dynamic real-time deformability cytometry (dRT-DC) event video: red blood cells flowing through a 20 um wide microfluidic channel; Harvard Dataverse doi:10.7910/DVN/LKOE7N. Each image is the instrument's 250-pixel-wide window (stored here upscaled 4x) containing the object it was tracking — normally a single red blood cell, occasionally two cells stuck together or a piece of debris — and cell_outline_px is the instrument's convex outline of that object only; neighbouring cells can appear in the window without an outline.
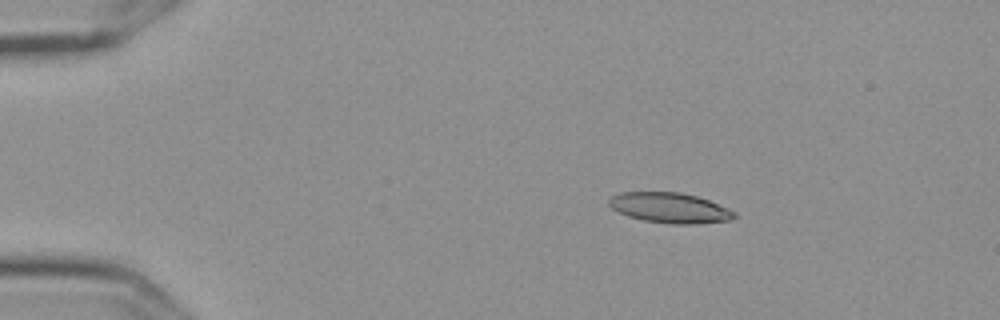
{"species": "Egyptian fruit bat (a non-hibernating species)", "species_latin": "Rousettus aegyptiacus", "temperature_condition": "cold", "stored_images_in_passage": 5, "camera_frame_rate_fps": 3000, "um_per_image_px": 0.085, "frame": {"image": 1, "passage_image": 1, "time_ms": 0.0, "image_size_px": [1000, 320], "cell_outline_px": [[736, 216], [732, 220], [696, 224], [672, 224], [644, 220], [628, 216], [612, 208], [608, 204], [608, 200], [612, 196], [620, 192], [680, 192], [696, 196], [708, 200], [728, 208], [736, 212]], "centroid_in_image_um": [56.95, 17.67], "position_along_channel_um": 28.0, "area_um2": 22.08}}
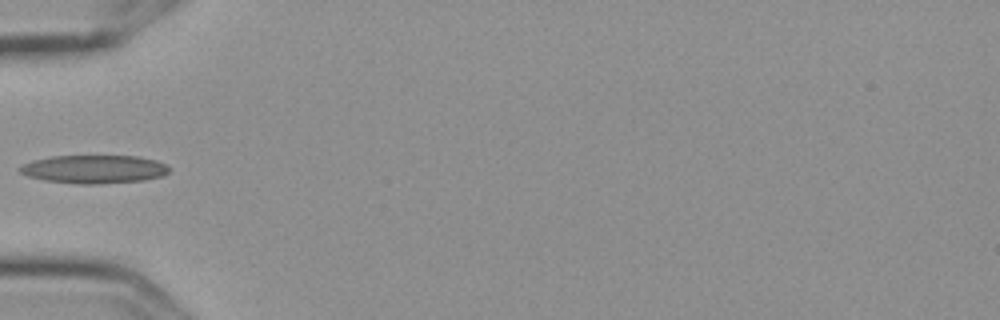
{"frame": {"image": 2, "passage_image": 4, "time_ms": 1.0, "image_size_px": [1000, 320], "cell_outline_px": [[168, 172], [164, 176], [144, 180], [96, 184], [80, 184], [44, 180], [28, 176], [20, 172], [20, 168], [24, 164], [32, 160], [52, 156], [140, 156], [156, 160], [164, 164], [168, 168]], "centroid_in_image_um": [8.01, 14.38], "position_along_channel_um": 77.0, "area_um2": 24.51}}
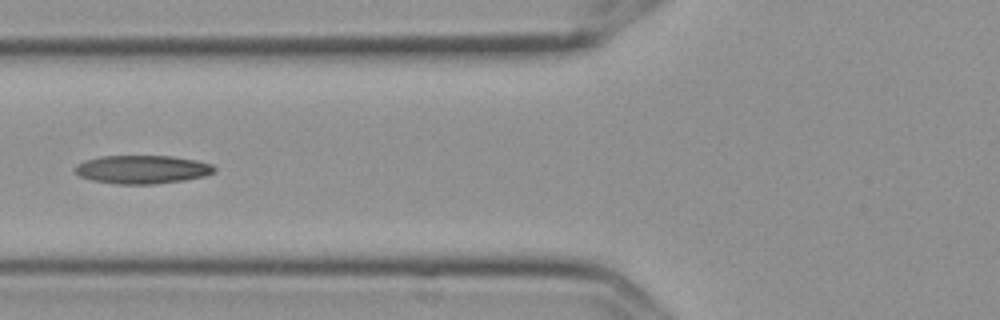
{"frame": {"image": 3, "passage_image": 5, "time_ms": 1.333, "image_size_px": [1000, 320], "cell_outline_px": [[216, 172], [204, 176], [184, 180], [152, 184], [116, 184], [92, 180], [80, 176], [72, 168], [76, 164], [84, 160], [100, 156], [172, 156], [196, 160], [212, 164], [216, 168]], "centroid_in_image_um": [12.08, 14.4], "position_along_channel_um": 113.7, "area_um2": 23.18}}